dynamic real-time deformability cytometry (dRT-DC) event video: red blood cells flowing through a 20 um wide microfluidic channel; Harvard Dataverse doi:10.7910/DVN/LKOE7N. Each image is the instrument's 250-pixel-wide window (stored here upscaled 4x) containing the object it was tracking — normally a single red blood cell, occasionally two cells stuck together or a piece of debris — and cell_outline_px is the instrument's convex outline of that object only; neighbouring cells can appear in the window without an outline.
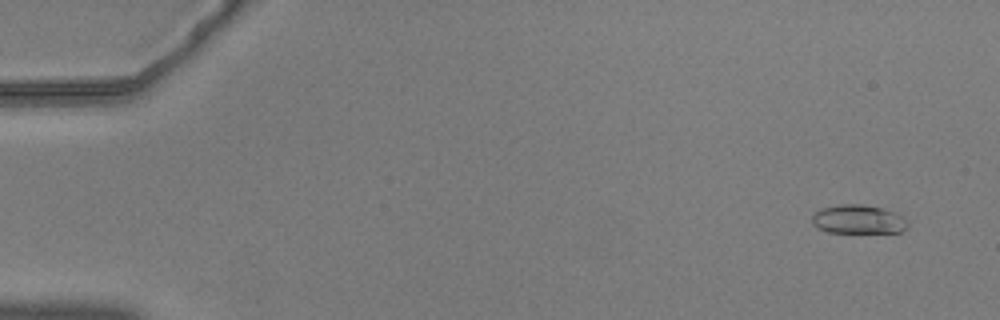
{"species": "common noctule bat (a hibernating species)", "species_latin": "Nyctalus noctula", "temperature_condition": "warm", "stored_images_in_passage": 57, "camera_frame_rate_fps": 3000, "um_per_image_px": 0.085, "animal": {"sex": "male", "body_mass_g": 20.5, "forearm_length_mm": 52.5}, "frame": {"image": 1, "passage_image": 4, "time_ms": 1.0, "image_size_px": [1000, 320], "cell_outline_px": [[908, 228], [900, 232], [828, 232], [816, 228], [812, 224], [812, 216], [816, 212], [824, 208], [840, 204], [860, 204], [884, 208], [904, 216], [908, 220]], "centroid_in_image_um": [72.99, 18.65], "position_along_channel_um": 12.0, "area_um2": 16.18}}
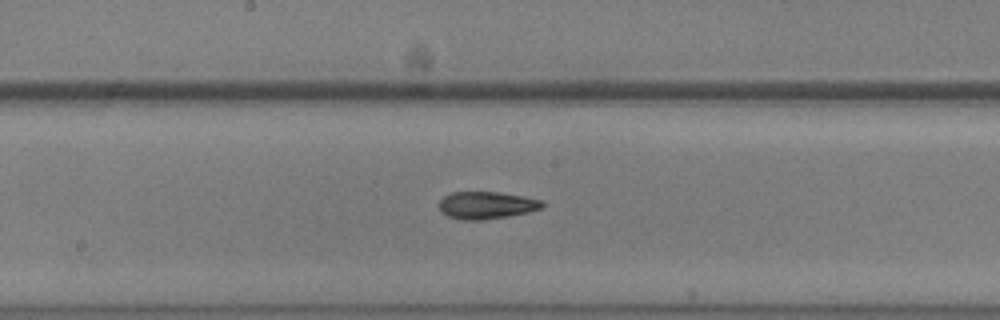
{"frame": {"image": 2, "passage_image": 31, "time_ms": 10.0, "image_size_px": [1000, 320], "cell_outline_px": [[544, 204], [540, 208], [528, 212], [508, 216], [480, 220], [460, 220], [448, 216], [440, 212], [440, 200], [444, 196], [452, 192], [500, 192], [524, 196], [544, 200]], "centroid_in_image_um": [41.35, 17.44], "position_along_channel_um": 206.9, "area_um2": 16.47}}
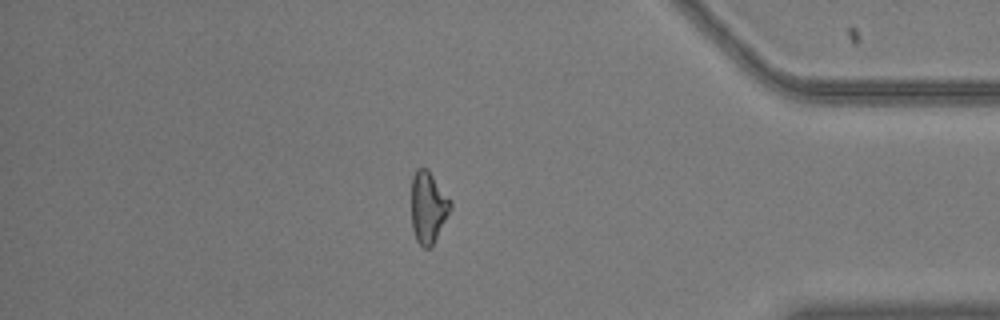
{"frame": {"image": 3, "passage_image": 49, "time_ms": 16.0, "image_size_px": [1000, 320], "cell_outline_px": [[452, 208], [432, 248], [424, 248], [416, 240], [412, 228], [412, 176], [416, 168], [428, 168], [452, 200]], "centroid_in_image_um": [36.42, 17.61], "position_along_channel_um": 398.8, "area_um2": 16.7}, "authors_computed_cell_mechanics": {"area_um2": 16.5308, "velocity_mm_per_s": 3.6842, "shape_relaxation_time_tau1_ms": null, "shape_relaxation_time_tau2_ms": 4.1746, "deformation_change_tau1": null, "deformation_change_tau2": 0.1135}}